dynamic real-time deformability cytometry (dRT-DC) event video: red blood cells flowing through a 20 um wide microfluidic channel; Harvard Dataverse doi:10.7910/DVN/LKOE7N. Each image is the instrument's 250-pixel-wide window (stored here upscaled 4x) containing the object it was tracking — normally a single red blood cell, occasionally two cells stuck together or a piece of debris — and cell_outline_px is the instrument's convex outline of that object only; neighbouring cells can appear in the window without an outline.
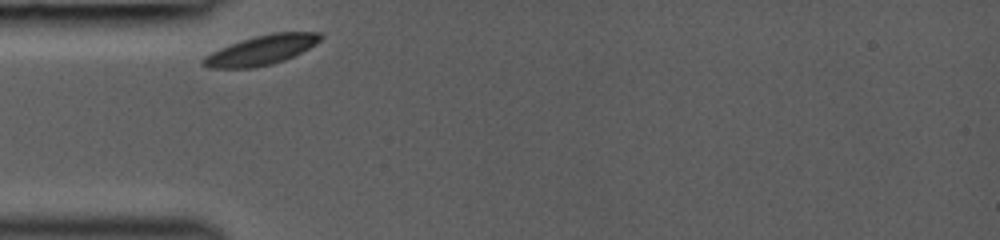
{"species": "common noctule bat (a hibernating species)", "species_latin": "Nyctalus noctula", "temperature_condition": "room temperature", "stored_images_in_passage": 26, "camera_frame_rate_fps": 3000, "um_per_image_px": 0.085, "animal": {"sex": "female", "body_mass_g": 19.0, "forearm_length_mm": 53.3}, "frame": {"image": 1, "passage_image": 1, "time_ms": 0.0, "image_size_px": [1000, 240], "cell_outline_px": [[324, 36], [316, 44], [284, 60], [272, 64], [252, 68], [208, 68], [200, 64], [200, 60], [204, 56], [220, 48], [256, 36], [272, 32], [320, 32]], "centroid_in_image_um": [22.2, 4.27], "position_along_channel_um": 62.8, "area_um2": 20.06}}
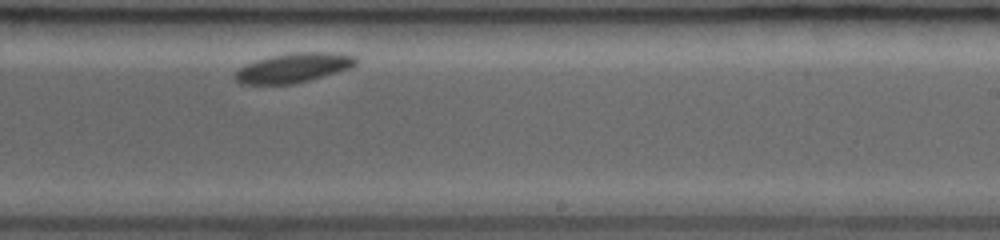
{"frame": {"image": 2, "passage_image": 13, "time_ms": 5.333, "image_size_px": [1000, 240], "cell_outline_px": [[356, 64], [352, 68], [308, 80], [292, 84], [240, 84], [236, 80], [236, 72], [240, 68], [256, 60], [272, 56], [292, 52], [328, 52], [356, 56]], "centroid_in_image_um": [24.97, 5.76], "position_along_channel_um": 264.0, "area_um2": 20.46}}
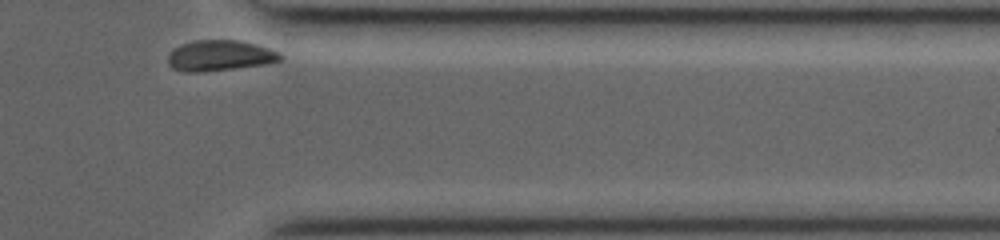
{"frame": {"image": 3, "passage_image": 26, "time_ms": 8.667, "image_size_px": [1000, 240], "cell_outline_px": [[284, 56], [280, 60], [264, 64], [204, 72], [184, 72], [172, 68], [168, 64], [168, 56], [172, 48], [180, 44], [196, 40], [240, 40], [256, 44], [280, 52]], "centroid_in_image_um": [18.65, 4.72], "position_along_channel_um": 392.7, "area_um2": 20.23}}